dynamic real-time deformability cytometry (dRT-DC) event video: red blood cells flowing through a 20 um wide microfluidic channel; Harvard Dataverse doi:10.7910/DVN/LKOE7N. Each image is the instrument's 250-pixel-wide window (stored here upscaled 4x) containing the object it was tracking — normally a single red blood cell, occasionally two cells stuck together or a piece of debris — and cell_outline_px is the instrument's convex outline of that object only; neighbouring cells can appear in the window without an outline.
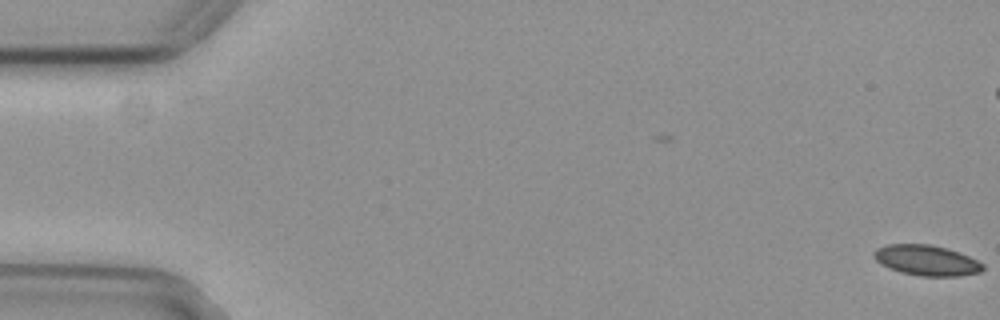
{"species": "common noctule bat (a hibernating species)", "species_latin": "Nyctalus noctula", "temperature_condition": "cold", "stored_images_in_passage": 2, "camera_frame_rate_fps": 3000, "um_per_image_px": 0.085, "animal": {"sex": "female", "body_mass_g": 29.2, "forearm_length_mm": 56.3}, "frame": {"image": 1, "passage_image": 2, "time_ms": 0.333, "image_size_px": [1000, 320], "cell_outline_px": [[984, 268], [980, 272], [956, 276], [920, 276], [900, 272], [888, 268], [880, 264], [872, 256], [872, 252], [876, 248], [888, 244], [932, 244], [948, 248], [960, 252], [984, 264]], "centroid_in_image_um": [78.72, 22.12], "position_along_channel_um": 6.3, "area_um2": 19.54}}